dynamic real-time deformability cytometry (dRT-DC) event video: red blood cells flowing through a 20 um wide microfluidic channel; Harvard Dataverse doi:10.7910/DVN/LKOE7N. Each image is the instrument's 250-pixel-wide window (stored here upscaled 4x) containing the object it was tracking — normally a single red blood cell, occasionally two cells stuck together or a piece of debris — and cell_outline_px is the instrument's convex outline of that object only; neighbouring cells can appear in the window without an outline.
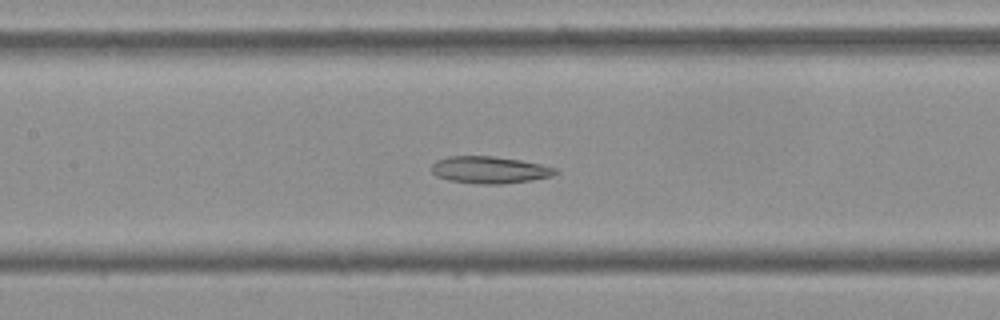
{"species": "Egyptian fruit bat (a non-hibernating species)", "species_latin": "Rousettus aegyptiacus", "temperature_condition": "cold", "stored_images_in_passage": 55, "camera_frame_rate_fps": 3000, "um_per_image_px": 0.085, "frame": {"image": 1, "passage_image": 25, "time_ms": 8.0, "image_size_px": [1000, 320], "cell_outline_px": [[560, 172], [552, 176], [532, 180], [504, 184], [484, 184], [448, 180], [436, 176], [432, 172], [432, 164], [436, 160], [448, 156], [492, 156], [520, 160], [540, 164], [556, 168]], "centroid_in_image_um": [41.62, 14.44], "position_along_channel_um": 165.8, "area_um2": 19.54}}
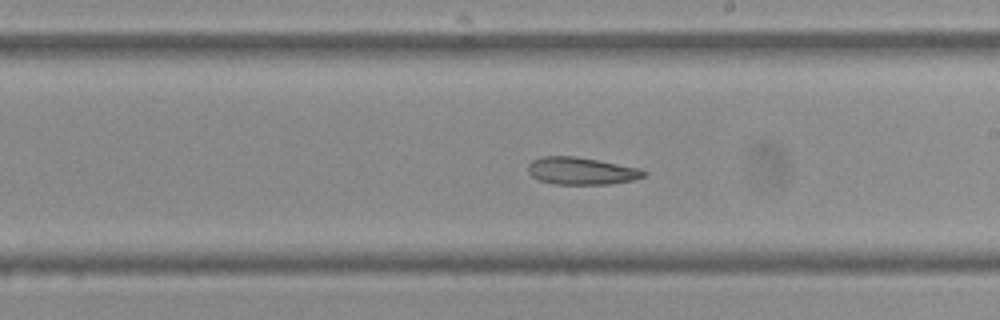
{"frame": {"image": 2, "passage_image": 31, "time_ms": 10.0, "image_size_px": [1000, 320], "cell_outline_px": [[648, 176], [632, 180], [612, 184], [552, 184], [540, 180], [532, 176], [528, 172], [528, 164], [532, 160], [544, 156], [576, 156], [640, 168], [648, 172]], "centroid_in_image_um": [49.45, 14.53], "position_along_channel_um": 239.6, "area_um2": 18.55}}
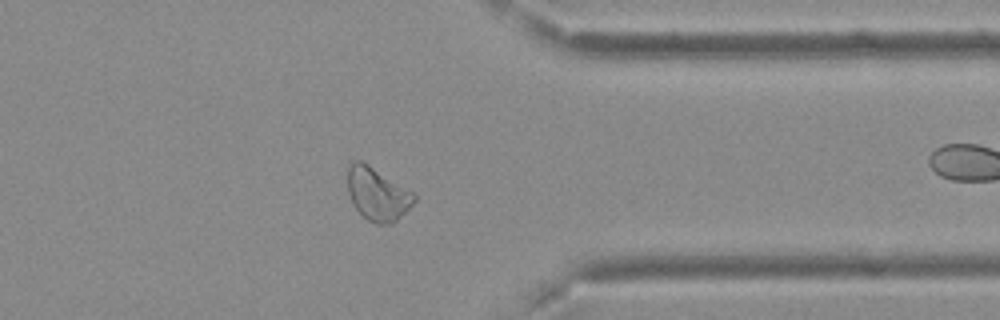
{"frame": {"image": 3, "passage_image": 43, "time_ms": 14.0, "image_size_px": [1000, 320], "cell_outline_px": [[416, 200], [392, 224], [376, 224], [368, 220], [356, 208], [348, 192], [348, 164], [352, 160], [360, 160], [368, 164], [416, 192]], "centroid_in_image_um": [32.1, 16.46], "position_along_channel_um": 379.3, "area_um2": 20.58}, "authors_computed_cell_mechanics": {"area_um2": 22.0218, "velocity_mm_per_s": 3.6971, "shape_relaxation_time_tau1_ms": null, "shape_relaxation_time_tau2_ms": 8.304, "deformation_change_tau1": null, "deformation_change_tau2": 0.1762}}